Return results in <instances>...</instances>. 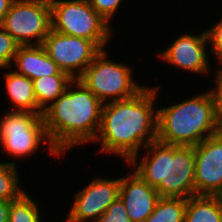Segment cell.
<instances>
[{
  "label": "cell",
  "instance_id": "6da1fadb",
  "mask_svg": "<svg viewBox=\"0 0 222 222\" xmlns=\"http://www.w3.org/2000/svg\"><path fill=\"white\" fill-rule=\"evenodd\" d=\"M157 90L144 86L132 98L103 103L95 138L101 140L100 152L118 154L128 163L137 162L140 146L145 148L157 140L158 112L152 108Z\"/></svg>",
  "mask_w": 222,
  "mask_h": 222
},
{
  "label": "cell",
  "instance_id": "7a4b0ae2",
  "mask_svg": "<svg viewBox=\"0 0 222 222\" xmlns=\"http://www.w3.org/2000/svg\"><path fill=\"white\" fill-rule=\"evenodd\" d=\"M76 90H72V85ZM70 87V88H69ZM103 103L78 79L43 111L51 145L61 154L76 144L94 141L100 127Z\"/></svg>",
  "mask_w": 222,
  "mask_h": 222
},
{
  "label": "cell",
  "instance_id": "3957f363",
  "mask_svg": "<svg viewBox=\"0 0 222 222\" xmlns=\"http://www.w3.org/2000/svg\"><path fill=\"white\" fill-rule=\"evenodd\" d=\"M145 148L150 152L140 164H129L137 167L135 172L155 188L160 197L188 199L196 196L194 146L170 145L156 140Z\"/></svg>",
  "mask_w": 222,
  "mask_h": 222
},
{
  "label": "cell",
  "instance_id": "277c9868",
  "mask_svg": "<svg viewBox=\"0 0 222 222\" xmlns=\"http://www.w3.org/2000/svg\"><path fill=\"white\" fill-rule=\"evenodd\" d=\"M157 112V140L165 144L196 146L222 131L210 90Z\"/></svg>",
  "mask_w": 222,
  "mask_h": 222
},
{
  "label": "cell",
  "instance_id": "5b68a950",
  "mask_svg": "<svg viewBox=\"0 0 222 222\" xmlns=\"http://www.w3.org/2000/svg\"><path fill=\"white\" fill-rule=\"evenodd\" d=\"M52 30L92 40L101 50L109 40L110 28L87 0H49Z\"/></svg>",
  "mask_w": 222,
  "mask_h": 222
},
{
  "label": "cell",
  "instance_id": "8992f818",
  "mask_svg": "<svg viewBox=\"0 0 222 222\" xmlns=\"http://www.w3.org/2000/svg\"><path fill=\"white\" fill-rule=\"evenodd\" d=\"M106 54L102 49L78 80L102 103H105L109 96L113 97L111 101L134 97L144 87L132 80L130 67L106 60Z\"/></svg>",
  "mask_w": 222,
  "mask_h": 222
},
{
  "label": "cell",
  "instance_id": "52a82bcc",
  "mask_svg": "<svg viewBox=\"0 0 222 222\" xmlns=\"http://www.w3.org/2000/svg\"><path fill=\"white\" fill-rule=\"evenodd\" d=\"M42 115L14 110L3 116L0 121V142L4 151L13 157H26L38 150L43 141L49 142V152L59 156L50 143Z\"/></svg>",
  "mask_w": 222,
  "mask_h": 222
},
{
  "label": "cell",
  "instance_id": "ba28073f",
  "mask_svg": "<svg viewBox=\"0 0 222 222\" xmlns=\"http://www.w3.org/2000/svg\"><path fill=\"white\" fill-rule=\"evenodd\" d=\"M1 27L19 46L41 45L52 29L49 0H14ZM35 38L37 42H31Z\"/></svg>",
  "mask_w": 222,
  "mask_h": 222
},
{
  "label": "cell",
  "instance_id": "9c48e42d",
  "mask_svg": "<svg viewBox=\"0 0 222 222\" xmlns=\"http://www.w3.org/2000/svg\"><path fill=\"white\" fill-rule=\"evenodd\" d=\"M42 45L59 69L72 79H78L101 51L92 40L65 35L52 29Z\"/></svg>",
  "mask_w": 222,
  "mask_h": 222
},
{
  "label": "cell",
  "instance_id": "30bf717a",
  "mask_svg": "<svg viewBox=\"0 0 222 222\" xmlns=\"http://www.w3.org/2000/svg\"><path fill=\"white\" fill-rule=\"evenodd\" d=\"M196 195H222V131L194 146Z\"/></svg>",
  "mask_w": 222,
  "mask_h": 222
},
{
  "label": "cell",
  "instance_id": "8fae6325",
  "mask_svg": "<svg viewBox=\"0 0 222 222\" xmlns=\"http://www.w3.org/2000/svg\"><path fill=\"white\" fill-rule=\"evenodd\" d=\"M120 195V179L97 178L75 196L66 222H97L107 208Z\"/></svg>",
  "mask_w": 222,
  "mask_h": 222
},
{
  "label": "cell",
  "instance_id": "7c38bea8",
  "mask_svg": "<svg viewBox=\"0 0 222 222\" xmlns=\"http://www.w3.org/2000/svg\"><path fill=\"white\" fill-rule=\"evenodd\" d=\"M207 42L206 30L198 36L185 34L175 40L159 56L180 69L208 74V53L205 51Z\"/></svg>",
  "mask_w": 222,
  "mask_h": 222
},
{
  "label": "cell",
  "instance_id": "4fadbf2b",
  "mask_svg": "<svg viewBox=\"0 0 222 222\" xmlns=\"http://www.w3.org/2000/svg\"><path fill=\"white\" fill-rule=\"evenodd\" d=\"M129 175L120 178L119 197L122 199L127 215L132 222H145L147 217L152 214L160 195L135 171Z\"/></svg>",
  "mask_w": 222,
  "mask_h": 222
},
{
  "label": "cell",
  "instance_id": "5bb4252c",
  "mask_svg": "<svg viewBox=\"0 0 222 222\" xmlns=\"http://www.w3.org/2000/svg\"><path fill=\"white\" fill-rule=\"evenodd\" d=\"M13 61L19 69L16 72L31 80L57 75L61 71L56 62L48 56L42 44L19 46Z\"/></svg>",
  "mask_w": 222,
  "mask_h": 222
},
{
  "label": "cell",
  "instance_id": "9a60e30c",
  "mask_svg": "<svg viewBox=\"0 0 222 222\" xmlns=\"http://www.w3.org/2000/svg\"><path fill=\"white\" fill-rule=\"evenodd\" d=\"M5 76L8 97L16 107L14 110L43 114L37 104L32 80L17 72L6 73Z\"/></svg>",
  "mask_w": 222,
  "mask_h": 222
},
{
  "label": "cell",
  "instance_id": "2e32d148",
  "mask_svg": "<svg viewBox=\"0 0 222 222\" xmlns=\"http://www.w3.org/2000/svg\"><path fill=\"white\" fill-rule=\"evenodd\" d=\"M222 197L196 195L186 199L184 222H221Z\"/></svg>",
  "mask_w": 222,
  "mask_h": 222
},
{
  "label": "cell",
  "instance_id": "e0dca14e",
  "mask_svg": "<svg viewBox=\"0 0 222 222\" xmlns=\"http://www.w3.org/2000/svg\"><path fill=\"white\" fill-rule=\"evenodd\" d=\"M73 79L65 72L60 71L57 75L45 76L33 79L34 93L38 107L44 111L49 103L51 105L65 91Z\"/></svg>",
  "mask_w": 222,
  "mask_h": 222
},
{
  "label": "cell",
  "instance_id": "ac0fdd59",
  "mask_svg": "<svg viewBox=\"0 0 222 222\" xmlns=\"http://www.w3.org/2000/svg\"><path fill=\"white\" fill-rule=\"evenodd\" d=\"M185 208V198L160 197L145 222H184Z\"/></svg>",
  "mask_w": 222,
  "mask_h": 222
},
{
  "label": "cell",
  "instance_id": "d6986e66",
  "mask_svg": "<svg viewBox=\"0 0 222 222\" xmlns=\"http://www.w3.org/2000/svg\"><path fill=\"white\" fill-rule=\"evenodd\" d=\"M38 205L26 194L11 201L8 222H40Z\"/></svg>",
  "mask_w": 222,
  "mask_h": 222
},
{
  "label": "cell",
  "instance_id": "ffe728a7",
  "mask_svg": "<svg viewBox=\"0 0 222 222\" xmlns=\"http://www.w3.org/2000/svg\"><path fill=\"white\" fill-rule=\"evenodd\" d=\"M18 176L15 163H0V199L15 201L25 191L18 188Z\"/></svg>",
  "mask_w": 222,
  "mask_h": 222
},
{
  "label": "cell",
  "instance_id": "44dd1931",
  "mask_svg": "<svg viewBox=\"0 0 222 222\" xmlns=\"http://www.w3.org/2000/svg\"><path fill=\"white\" fill-rule=\"evenodd\" d=\"M18 47L14 38L0 26V68L11 67Z\"/></svg>",
  "mask_w": 222,
  "mask_h": 222
},
{
  "label": "cell",
  "instance_id": "7402d4cb",
  "mask_svg": "<svg viewBox=\"0 0 222 222\" xmlns=\"http://www.w3.org/2000/svg\"><path fill=\"white\" fill-rule=\"evenodd\" d=\"M97 222H132L127 215L125 205L118 197L107 210L99 216Z\"/></svg>",
  "mask_w": 222,
  "mask_h": 222
},
{
  "label": "cell",
  "instance_id": "603a6c76",
  "mask_svg": "<svg viewBox=\"0 0 222 222\" xmlns=\"http://www.w3.org/2000/svg\"><path fill=\"white\" fill-rule=\"evenodd\" d=\"M94 10L108 22L114 15L122 0H87Z\"/></svg>",
  "mask_w": 222,
  "mask_h": 222
},
{
  "label": "cell",
  "instance_id": "cb8c5ba5",
  "mask_svg": "<svg viewBox=\"0 0 222 222\" xmlns=\"http://www.w3.org/2000/svg\"><path fill=\"white\" fill-rule=\"evenodd\" d=\"M206 34L212 46L211 52L216 55L219 63H222V19L210 30H206Z\"/></svg>",
  "mask_w": 222,
  "mask_h": 222
},
{
  "label": "cell",
  "instance_id": "d4e9b609",
  "mask_svg": "<svg viewBox=\"0 0 222 222\" xmlns=\"http://www.w3.org/2000/svg\"><path fill=\"white\" fill-rule=\"evenodd\" d=\"M216 88L211 90L215 99L216 117L219 125L222 127V69L219 68L216 73Z\"/></svg>",
  "mask_w": 222,
  "mask_h": 222
},
{
  "label": "cell",
  "instance_id": "484cf974",
  "mask_svg": "<svg viewBox=\"0 0 222 222\" xmlns=\"http://www.w3.org/2000/svg\"><path fill=\"white\" fill-rule=\"evenodd\" d=\"M10 202L0 199V222H8Z\"/></svg>",
  "mask_w": 222,
  "mask_h": 222
},
{
  "label": "cell",
  "instance_id": "4316f807",
  "mask_svg": "<svg viewBox=\"0 0 222 222\" xmlns=\"http://www.w3.org/2000/svg\"><path fill=\"white\" fill-rule=\"evenodd\" d=\"M14 0H0V26Z\"/></svg>",
  "mask_w": 222,
  "mask_h": 222
}]
</instances>
